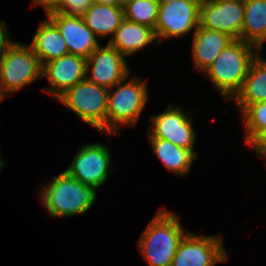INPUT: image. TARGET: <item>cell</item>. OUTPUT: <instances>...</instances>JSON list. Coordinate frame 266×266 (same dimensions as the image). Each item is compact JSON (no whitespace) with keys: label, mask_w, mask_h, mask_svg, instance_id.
Listing matches in <instances>:
<instances>
[{"label":"cell","mask_w":266,"mask_h":266,"mask_svg":"<svg viewBox=\"0 0 266 266\" xmlns=\"http://www.w3.org/2000/svg\"><path fill=\"white\" fill-rule=\"evenodd\" d=\"M42 187L41 204L53 218L84 214L91 209L97 193L96 188L84 185L64 170Z\"/></svg>","instance_id":"cell-3"},{"label":"cell","mask_w":266,"mask_h":266,"mask_svg":"<svg viewBox=\"0 0 266 266\" xmlns=\"http://www.w3.org/2000/svg\"><path fill=\"white\" fill-rule=\"evenodd\" d=\"M241 116L246 128L245 143L251 145L266 131V101L250 104Z\"/></svg>","instance_id":"cell-23"},{"label":"cell","mask_w":266,"mask_h":266,"mask_svg":"<svg viewBox=\"0 0 266 266\" xmlns=\"http://www.w3.org/2000/svg\"><path fill=\"white\" fill-rule=\"evenodd\" d=\"M250 146L258 156L266 160V131H264Z\"/></svg>","instance_id":"cell-27"},{"label":"cell","mask_w":266,"mask_h":266,"mask_svg":"<svg viewBox=\"0 0 266 266\" xmlns=\"http://www.w3.org/2000/svg\"><path fill=\"white\" fill-rule=\"evenodd\" d=\"M244 0L200 1V26L241 40Z\"/></svg>","instance_id":"cell-12"},{"label":"cell","mask_w":266,"mask_h":266,"mask_svg":"<svg viewBox=\"0 0 266 266\" xmlns=\"http://www.w3.org/2000/svg\"><path fill=\"white\" fill-rule=\"evenodd\" d=\"M29 45L41 65L69 54L60 31L48 18L40 22Z\"/></svg>","instance_id":"cell-18"},{"label":"cell","mask_w":266,"mask_h":266,"mask_svg":"<svg viewBox=\"0 0 266 266\" xmlns=\"http://www.w3.org/2000/svg\"><path fill=\"white\" fill-rule=\"evenodd\" d=\"M123 8L125 19L155 30L159 8L156 0H126L123 3Z\"/></svg>","instance_id":"cell-22"},{"label":"cell","mask_w":266,"mask_h":266,"mask_svg":"<svg viewBox=\"0 0 266 266\" xmlns=\"http://www.w3.org/2000/svg\"><path fill=\"white\" fill-rule=\"evenodd\" d=\"M265 42H266V29L264 31V34L254 43V46L259 53L263 47V43Z\"/></svg>","instance_id":"cell-29"},{"label":"cell","mask_w":266,"mask_h":266,"mask_svg":"<svg viewBox=\"0 0 266 266\" xmlns=\"http://www.w3.org/2000/svg\"><path fill=\"white\" fill-rule=\"evenodd\" d=\"M266 29V0H244L241 40L254 44Z\"/></svg>","instance_id":"cell-21"},{"label":"cell","mask_w":266,"mask_h":266,"mask_svg":"<svg viewBox=\"0 0 266 266\" xmlns=\"http://www.w3.org/2000/svg\"><path fill=\"white\" fill-rule=\"evenodd\" d=\"M225 250L219 235L188 232L179 243L171 266H215L230 259Z\"/></svg>","instance_id":"cell-9"},{"label":"cell","mask_w":266,"mask_h":266,"mask_svg":"<svg viewBox=\"0 0 266 266\" xmlns=\"http://www.w3.org/2000/svg\"><path fill=\"white\" fill-rule=\"evenodd\" d=\"M94 0H65L63 6L57 11L69 16H83Z\"/></svg>","instance_id":"cell-24"},{"label":"cell","mask_w":266,"mask_h":266,"mask_svg":"<svg viewBox=\"0 0 266 266\" xmlns=\"http://www.w3.org/2000/svg\"><path fill=\"white\" fill-rule=\"evenodd\" d=\"M129 75L109 89L106 116V135H113L119 126H134L148 101L146 80ZM115 88V89H114Z\"/></svg>","instance_id":"cell-4"},{"label":"cell","mask_w":266,"mask_h":266,"mask_svg":"<svg viewBox=\"0 0 266 266\" xmlns=\"http://www.w3.org/2000/svg\"><path fill=\"white\" fill-rule=\"evenodd\" d=\"M253 59L240 91L232 99L242 113L250 104L266 101V59Z\"/></svg>","instance_id":"cell-17"},{"label":"cell","mask_w":266,"mask_h":266,"mask_svg":"<svg viewBox=\"0 0 266 266\" xmlns=\"http://www.w3.org/2000/svg\"><path fill=\"white\" fill-rule=\"evenodd\" d=\"M179 215L159 209L138 240L141 256L148 266H171L179 243L189 232L184 230Z\"/></svg>","instance_id":"cell-1"},{"label":"cell","mask_w":266,"mask_h":266,"mask_svg":"<svg viewBox=\"0 0 266 266\" xmlns=\"http://www.w3.org/2000/svg\"><path fill=\"white\" fill-rule=\"evenodd\" d=\"M258 53L254 44L235 39L203 73L226 100H232L240 91Z\"/></svg>","instance_id":"cell-2"},{"label":"cell","mask_w":266,"mask_h":266,"mask_svg":"<svg viewBox=\"0 0 266 266\" xmlns=\"http://www.w3.org/2000/svg\"><path fill=\"white\" fill-rule=\"evenodd\" d=\"M127 61L117 49L99 45L86 59V78L98 86L111 89L129 74Z\"/></svg>","instance_id":"cell-11"},{"label":"cell","mask_w":266,"mask_h":266,"mask_svg":"<svg viewBox=\"0 0 266 266\" xmlns=\"http://www.w3.org/2000/svg\"><path fill=\"white\" fill-rule=\"evenodd\" d=\"M7 96L2 92L1 86H0V103L3 101L4 98Z\"/></svg>","instance_id":"cell-32"},{"label":"cell","mask_w":266,"mask_h":266,"mask_svg":"<svg viewBox=\"0 0 266 266\" xmlns=\"http://www.w3.org/2000/svg\"><path fill=\"white\" fill-rule=\"evenodd\" d=\"M109 89L87 78L65 90L56 99L78 115L81 121L106 133Z\"/></svg>","instance_id":"cell-5"},{"label":"cell","mask_w":266,"mask_h":266,"mask_svg":"<svg viewBox=\"0 0 266 266\" xmlns=\"http://www.w3.org/2000/svg\"><path fill=\"white\" fill-rule=\"evenodd\" d=\"M111 153L101 143L85 144L79 148L73 161L64 171L88 187L100 188L113 172Z\"/></svg>","instance_id":"cell-8"},{"label":"cell","mask_w":266,"mask_h":266,"mask_svg":"<svg viewBox=\"0 0 266 266\" xmlns=\"http://www.w3.org/2000/svg\"><path fill=\"white\" fill-rule=\"evenodd\" d=\"M10 34L8 33L6 22L4 20L0 21V56L9 48V46L14 42L9 39Z\"/></svg>","instance_id":"cell-26"},{"label":"cell","mask_w":266,"mask_h":266,"mask_svg":"<svg viewBox=\"0 0 266 266\" xmlns=\"http://www.w3.org/2000/svg\"><path fill=\"white\" fill-rule=\"evenodd\" d=\"M156 1L158 2L159 6H160V5H164L167 3H171L173 1H181V0H156Z\"/></svg>","instance_id":"cell-30"},{"label":"cell","mask_w":266,"mask_h":266,"mask_svg":"<svg viewBox=\"0 0 266 266\" xmlns=\"http://www.w3.org/2000/svg\"><path fill=\"white\" fill-rule=\"evenodd\" d=\"M42 76L49 81L50 93L54 99L65 90L86 78V58L67 54L42 65Z\"/></svg>","instance_id":"cell-14"},{"label":"cell","mask_w":266,"mask_h":266,"mask_svg":"<svg viewBox=\"0 0 266 266\" xmlns=\"http://www.w3.org/2000/svg\"><path fill=\"white\" fill-rule=\"evenodd\" d=\"M199 25L200 0L173 1L159 6L154 32L160 45L164 39L168 40L187 35L191 31L195 32Z\"/></svg>","instance_id":"cell-7"},{"label":"cell","mask_w":266,"mask_h":266,"mask_svg":"<svg viewBox=\"0 0 266 266\" xmlns=\"http://www.w3.org/2000/svg\"><path fill=\"white\" fill-rule=\"evenodd\" d=\"M94 2H97L99 4H107V5H113V6H123L122 0H94Z\"/></svg>","instance_id":"cell-28"},{"label":"cell","mask_w":266,"mask_h":266,"mask_svg":"<svg viewBox=\"0 0 266 266\" xmlns=\"http://www.w3.org/2000/svg\"><path fill=\"white\" fill-rule=\"evenodd\" d=\"M42 77V65L30 45L13 42L0 56V86L9 94Z\"/></svg>","instance_id":"cell-6"},{"label":"cell","mask_w":266,"mask_h":266,"mask_svg":"<svg viewBox=\"0 0 266 266\" xmlns=\"http://www.w3.org/2000/svg\"><path fill=\"white\" fill-rule=\"evenodd\" d=\"M84 23L98 37L114 35L124 19L123 6H113L94 2L82 16Z\"/></svg>","instance_id":"cell-20"},{"label":"cell","mask_w":266,"mask_h":266,"mask_svg":"<svg viewBox=\"0 0 266 266\" xmlns=\"http://www.w3.org/2000/svg\"><path fill=\"white\" fill-rule=\"evenodd\" d=\"M65 0H33V6H42L46 16L50 13L57 12L64 4Z\"/></svg>","instance_id":"cell-25"},{"label":"cell","mask_w":266,"mask_h":266,"mask_svg":"<svg viewBox=\"0 0 266 266\" xmlns=\"http://www.w3.org/2000/svg\"><path fill=\"white\" fill-rule=\"evenodd\" d=\"M181 107L169 104L164 112L150 116L151 127L147 138H160L172 142L176 146L194 150L196 134L192 119Z\"/></svg>","instance_id":"cell-10"},{"label":"cell","mask_w":266,"mask_h":266,"mask_svg":"<svg viewBox=\"0 0 266 266\" xmlns=\"http://www.w3.org/2000/svg\"><path fill=\"white\" fill-rule=\"evenodd\" d=\"M154 153L166 167V170L178 176L190 172L191 164L198 157L192 149L174 145L160 138H148Z\"/></svg>","instance_id":"cell-19"},{"label":"cell","mask_w":266,"mask_h":266,"mask_svg":"<svg viewBox=\"0 0 266 266\" xmlns=\"http://www.w3.org/2000/svg\"><path fill=\"white\" fill-rule=\"evenodd\" d=\"M47 18L58 28L69 54L88 58L100 45L96 35L84 23L82 16H69L53 12Z\"/></svg>","instance_id":"cell-13"},{"label":"cell","mask_w":266,"mask_h":266,"mask_svg":"<svg viewBox=\"0 0 266 266\" xmlns=\"http://www.w3.org/2000/svg\"><path fill=\"white\" fill-rule=\"evenodd\" d=\"M1 149V148H0ZM1 150H0V171L3 169V167L5 166V163L3 162L4 160H2V157H1Z\"/></svg>","instance_id":"cell-31"},{"label":"cell","mask_w":266,"mask_h":266,"mask_svg":"<svg viewBox=\"0 0 266 266\" xmlns=\"http://www.w3.org/2000/svg\"><path fill=\"white\" fill-rule=\"evenodd\" d=\"M153 41H158L153 28L124 18L108 44L126 57L143 50Z\"/></svg>","instance_id":"cell-16"},{"label":"cell","mask_w":266,"mask_h":266,"mask_svg":"<svg viewBox=\"0 0 266 266\" xmlns=\"http://www.w3.org/2000/svg\"><path fill=\"white\" fill-rule=\"evenodd\" d=\"M234 40L225 32L203 28L199 25L193 32L191 50L195 68L204 72L219 53Z\"/></svg>","instance_id":"cell-15"}]
</instances>
